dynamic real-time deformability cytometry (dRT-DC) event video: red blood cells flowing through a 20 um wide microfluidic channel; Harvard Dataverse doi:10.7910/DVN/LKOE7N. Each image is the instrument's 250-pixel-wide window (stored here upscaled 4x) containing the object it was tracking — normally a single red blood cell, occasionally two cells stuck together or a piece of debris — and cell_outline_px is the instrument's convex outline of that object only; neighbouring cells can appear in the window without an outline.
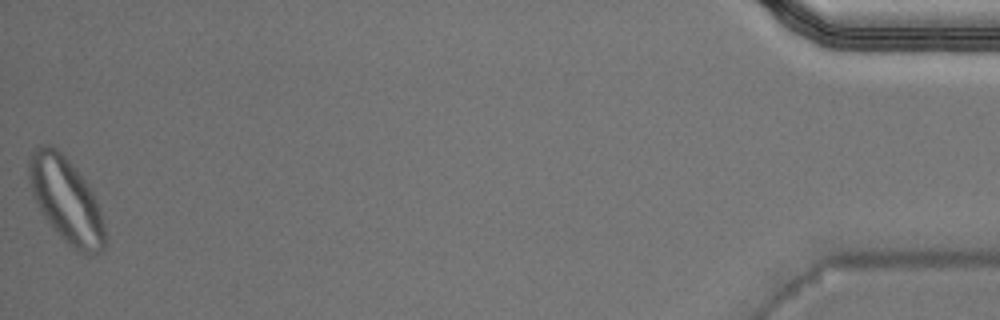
{"species": "Egyptian fruit bat (a non-hibernating species)", "species_latin": "Rousettus aegyptiacus", "temperature_condition": "warm", "stored_images_in_passage": 50, "segment_of_instrument_passage": [2, 2], "camera_frame_rate_fps": 3000, "um_per_image_px": 0.085, "animal": {"sex": "male"}, "frame": {"image": 1, "passage_image": 50, "time_ms": 16.333, "image_size_px": [1000, 320], "cell_outline_px": [[108, 236], [104, 248], [100, 252], [84, 256], [76, 252], [60, 236], [44, 216], [32, 196], [28, 180], [28, 160], [32, 148], [36, 144], [48, 144], [56, 148], [76, 168], [92, 192], [96, 200]], "centroid_in_image_um": [5.61, 17.01], "position_along_channel_um": 429.6, "area_um2": 38.09}}